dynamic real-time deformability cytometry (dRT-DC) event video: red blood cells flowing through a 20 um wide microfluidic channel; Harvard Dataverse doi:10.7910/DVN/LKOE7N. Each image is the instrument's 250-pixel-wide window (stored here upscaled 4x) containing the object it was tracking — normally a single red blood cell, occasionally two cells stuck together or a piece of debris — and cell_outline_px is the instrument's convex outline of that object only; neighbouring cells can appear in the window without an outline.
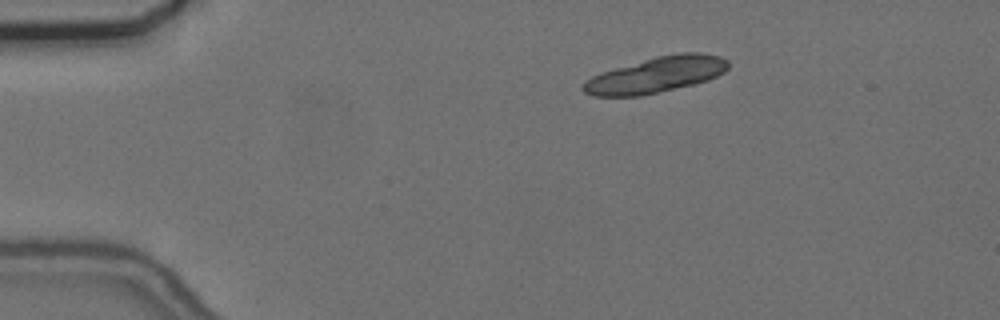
{"species": "common noctule bat (a hibernating species)", "species_latin": "Nyctalus noctula", "temperature_condition": "cold", "stored_images_in_passage": 24, "camera_frame_rate_fps": 3000, "um_per_image_px": 0.085, "animal": {"sex": "female", "body_mass_g": 24.6, "forearm_length_mm": 56.2}, "frame": {"image": 1, "passage_image": 1, "time_ms": 0.0, "image_size_px": [1000, 320], "cell_outline_px": [[728, 68], [724, 72], [708, 80], [692, 84], [640, 96], [592, 96], [584, 92], [580, 88], [592, 76], [600, 72], [656, 56], [680, 52], [700, 52], [720, 56], [728, 60]], "centroid_in_image_um": [55.77, 6.35], "position_along_channel_um": 29.2, "area_um2": 30.11}}